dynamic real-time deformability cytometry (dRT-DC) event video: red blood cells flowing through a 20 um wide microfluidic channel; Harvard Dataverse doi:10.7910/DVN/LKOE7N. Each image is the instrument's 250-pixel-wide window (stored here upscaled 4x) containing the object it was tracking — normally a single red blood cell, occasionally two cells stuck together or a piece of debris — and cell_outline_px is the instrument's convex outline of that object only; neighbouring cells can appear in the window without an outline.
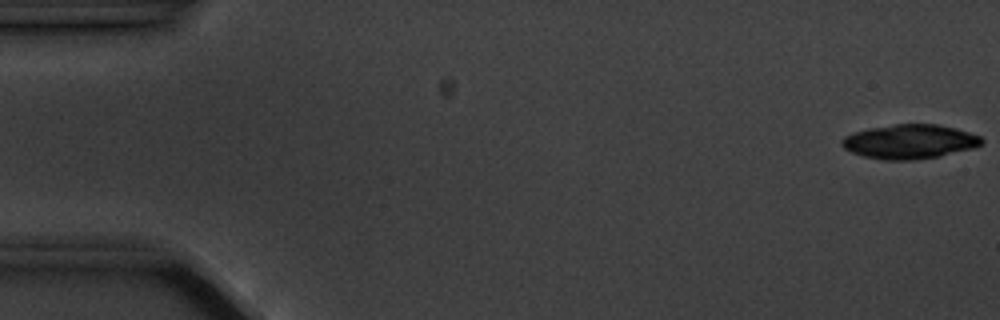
{"species": "common noctule bat (a hibernating species)", "species_latin": "Nyctalus noctula", "temperature_condition": "cold", "stored_images_in_passage": 6, "camera_frame_rate_fps": 3000, "um_per_image_px": 0.085, "animal": {"sex": "male", "body_mass_g": 20.1, "forearm_length_mm": 53.5}, "frame": {"image": 1, "passage_image": 1, "time_ms": 0.0, "image_size_px": [1000, 320], "cell_outline_px": [[984, 144], [972, 148], [940, 156], [912, 160], [884, 160], [864, 156], [852, 152], [844, 148], [840, 144], [840, 140], [844, 136], [852, 132], [868, 128], [896, 124], [936, 124], [956, 128], [980, 136], [984, 140]], "centroid_in_image_um": [77.3, 12.03], "position_along_channel_um": 7.7, "area_um2": 28.03}}